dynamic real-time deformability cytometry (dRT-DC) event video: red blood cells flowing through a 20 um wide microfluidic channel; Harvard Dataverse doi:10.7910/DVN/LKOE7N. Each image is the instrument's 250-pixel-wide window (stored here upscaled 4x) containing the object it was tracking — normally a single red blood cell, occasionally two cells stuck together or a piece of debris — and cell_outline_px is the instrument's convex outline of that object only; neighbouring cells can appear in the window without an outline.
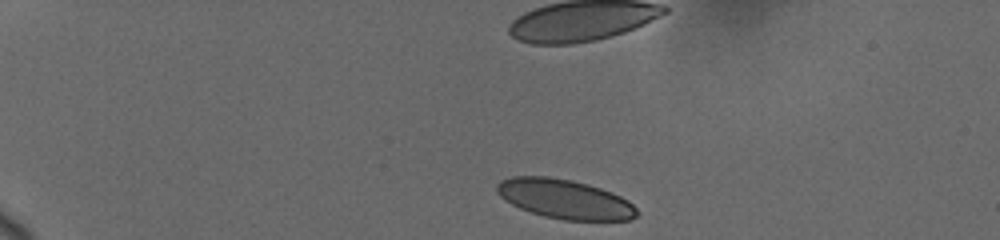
{"species": "human", "species_latin": "Homo sapiens", "temperature_condition": "cold", "stored_images_in_passage": 33, "camera_frame_rate_fps": 3000, "um_per_image_px": 0.085, "donor": {"sex": "female"}, "frame": {"image": 1, "passage_image": 1, "time_ms": 0.0, "image_size_px": [1000, 240], "cell_outline_px": [[636, 216], [632, 220], [564, 220], [544, 216], [520, 208], [504, 200], [496, 192], [496, 184], [500, 180], [512, 176], [548, 176], [572, 180], [588, 184], [612, 192], [628, 200], [636, 208]], "centroid_in_image_um": [47.98, 16.91], "position_along_channel_um": 37.0, "area_um2": 32.14}}